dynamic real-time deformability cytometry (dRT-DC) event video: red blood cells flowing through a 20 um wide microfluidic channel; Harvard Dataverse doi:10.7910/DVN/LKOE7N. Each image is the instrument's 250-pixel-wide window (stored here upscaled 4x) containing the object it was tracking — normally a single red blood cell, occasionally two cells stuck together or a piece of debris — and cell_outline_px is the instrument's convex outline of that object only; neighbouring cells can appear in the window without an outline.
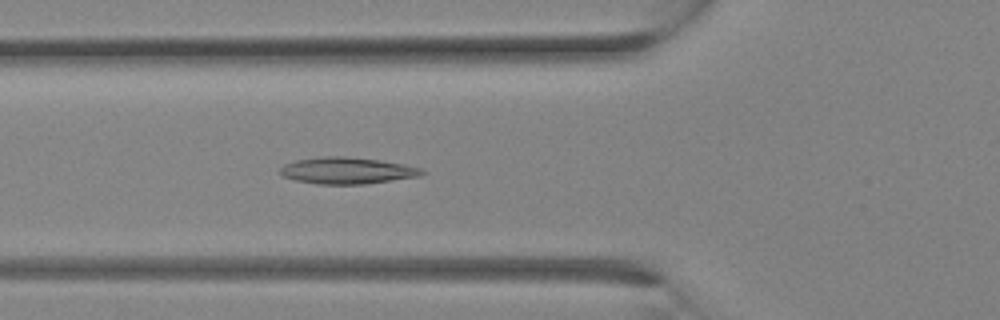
{"species": "Egyptian fruit bat (a non-hibernating species)", "species_latin": "Rousettus aegyptiacus", "temperature_condition": "room temperature", "stored_images_in_passage": 11, "camera_frame_rate_fps": 3000, "um_per_image_px": 0.085, "animal": {"sex": "female"}, "frame": {"image": 1, "passage_image": 11, "time_ms": 3.333, "image_size_px": [1000, 320], "cell_outline_px": [[424, 172], [420, 176], [364, 184], [320, 184], [296, 180], [284, 176], [280, 172], [280, 168], [284, 164], [296, 160], [324, 156], [344, 156], [380, 160], [404, 164], [420, 168]], "centroid_in_image_um": [29.5, 14.49], "position_along_channel_um": 96.3, "area_um2": 21.73}}